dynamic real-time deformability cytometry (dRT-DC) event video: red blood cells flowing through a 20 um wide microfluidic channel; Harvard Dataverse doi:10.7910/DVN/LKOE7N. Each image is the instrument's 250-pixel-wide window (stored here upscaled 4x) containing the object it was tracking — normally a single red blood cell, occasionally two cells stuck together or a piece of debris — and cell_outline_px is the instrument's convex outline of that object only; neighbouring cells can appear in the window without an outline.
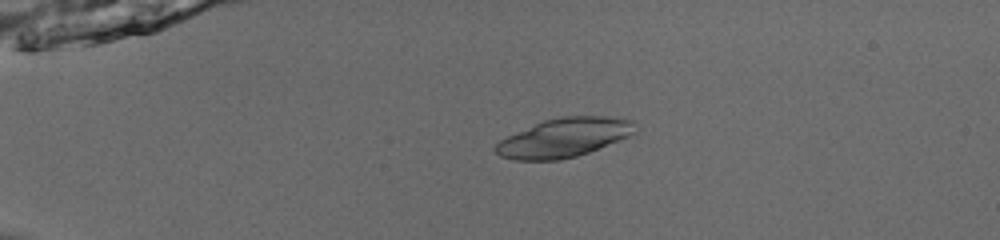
{"species": "common noctule bat (a hibernating species)", "species_latin": "Nyctalus noctula", "temperature_condition": "room temperature", "stored_images_in_passage": 46, "camera_frame_rate_fps": 3000, "um_per_image_px": 0.085, "animal": {"sex": "male", "body_mass_g": 13.0, "forearm_length_mm": 53.1}, "frame": {"image": 1, "passage_image": 7, "time_ms": 2.0, "image_size_px": [1000, 240], "cell_outline_px": [[636, 132], [628, 136], [588, 152], [576, 156], [560, 160], [512, 160], [500, 156], [492, 148], [500, 140], [508, 136], [544, 120], [560, 116], [604, 116], [636, 120]], "centroid_in_image_um": [47.95, 11.69], "position_along_channel_um": 37.1, "area_um2": 31.56}}